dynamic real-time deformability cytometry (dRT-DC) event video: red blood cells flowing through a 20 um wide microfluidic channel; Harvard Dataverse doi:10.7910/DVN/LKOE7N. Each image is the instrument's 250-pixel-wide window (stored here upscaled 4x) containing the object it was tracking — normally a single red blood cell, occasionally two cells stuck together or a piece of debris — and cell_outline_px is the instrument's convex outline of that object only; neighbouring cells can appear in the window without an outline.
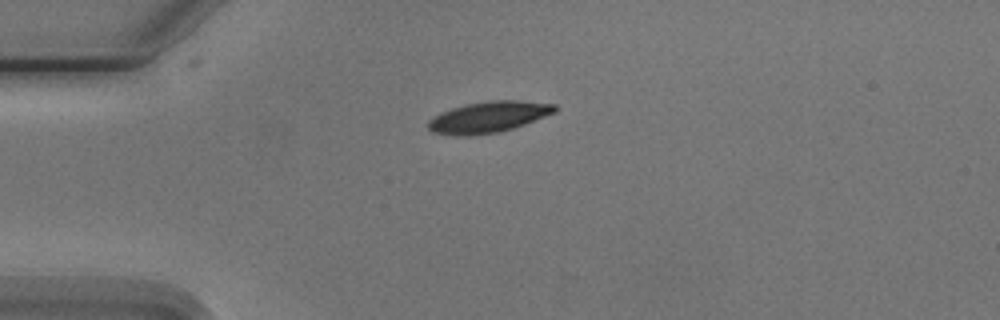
{"species": "Egyptian fruit bat (a non-hibernating species)", "species_latin": "Rousettus aegyptiacus", "temperature_condition": "cold", "stored_images_in_passage": 5, "camera_frame_rate_fps": 3000, "um_per_image_px": 0.085, "animal": {"sex": "male"}, "frame": {"image": 1, "passage_image": 1, "time_ms": 0.0, "image_size_px": [1000, 320], "cell_outline_px": [[556, 112], [524, 124], [500, 132], [468, 136], [460, 136], [432, 132], [428, 128], [428, 120], [440, 112], [452, 108], [468, 104], [488, 100], [520, 100], [556, 104]], "centroid_in_image_um": [41.51, 9.94], "position_along_channel_um": 43.5, "area_um2": 22.95}}
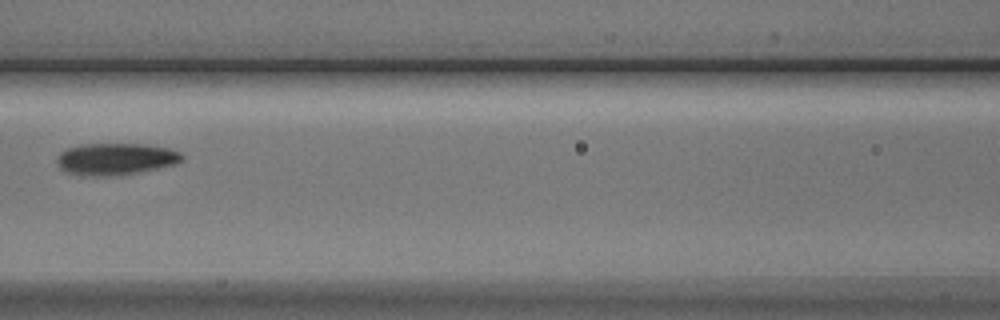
{"frame": {"image": 2, "passage_image": 4, "time_ms": 3.667, "image_size_px": [1000, 320], "cell_outline_px": [[184, 160], [176, 164], [120, 176], [88, 176], [64, 172], [60, 168], [56, 160], [60, 152], [68, 148], [80, 144], [140, 144], [168, 148], [180, 152], [184, 156]], "centroid_in_image_um": [9.82, 13.52], "position_along_channel_um": 156.8, "area_um2": 23.41}}
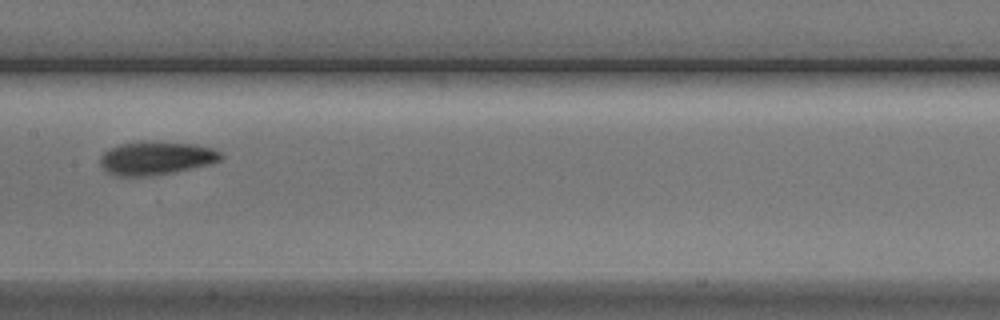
{"frame": {"image": 3, "passage_image": 5, "time_ms": 4.667, "image_size_px": [1000, 320], "cell_outline_px": [[224, 156], [220, 160], [208, 164], [172, 172], [148, 176], [116, 176], [108, 172], [100, 164], [100, 156], [108, 148], [120, 144], [144, 140], [148, 140], [196, 144], [212, 148], [220, 152]], "centroid_in_image_um": [13.24, 13.41], "position_along_channel_um": 194.2, "area_um2": 23.58}}